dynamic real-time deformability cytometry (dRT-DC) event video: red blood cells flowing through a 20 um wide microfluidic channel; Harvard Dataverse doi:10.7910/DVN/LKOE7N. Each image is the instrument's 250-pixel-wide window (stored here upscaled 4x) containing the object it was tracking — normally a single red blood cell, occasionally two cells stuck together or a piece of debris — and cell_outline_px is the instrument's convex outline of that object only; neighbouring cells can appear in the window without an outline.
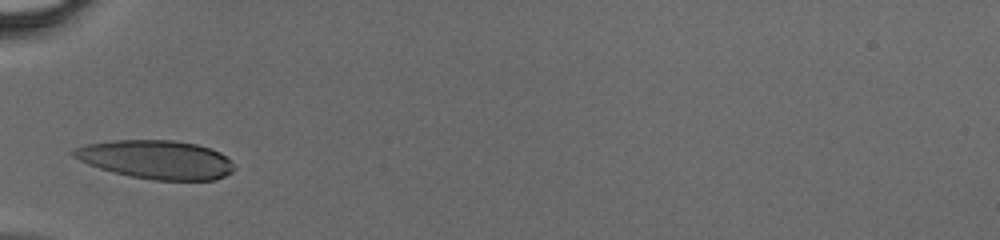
{"species": "human", "species_latin": "Homo sapiens", "temperature_condition": "cold", "stored_images_in_passage": 24, "camera_frame_rate_fps": 3000, "um_per_image_px": 0.085, "donor": {"sex": "male"}, "frame": {"image": 1, "passage_image": 1, "time_ms": 0.0, "image_size_px": [1000, 240], "cell_outline_px": [[236, 168], [232, 172], [216, 180], [156, 180], [132, 176], [100, 168], [88, 164], [72, 156], [72, 148], [88, 144], [116, 140], [172, 140], [196, 144], [220, 152], [232, 160]], "centroid_in_image_um": [13.32, 13.56], "position_along_channel_um": 71.7, "area_um2": 36.01}}
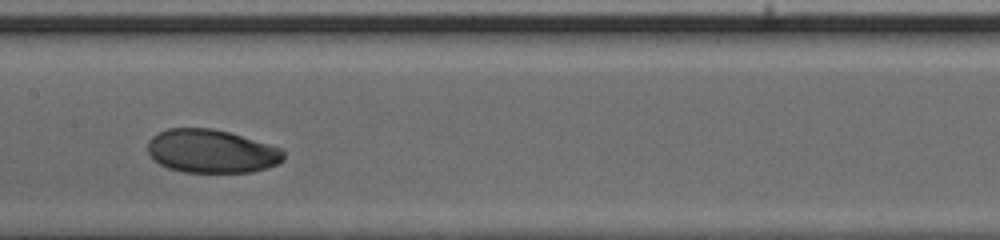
{"frame": {"image": 2, "passage_image": 9, "time_ms": 2.667, "image_size_px": [1000, 240], "cell_outline_px": [[284, 160], [276, 164], [252, 172], [184, 172], [168, 168], [152, 160], [148, 152], [148, 140], [152, 136], [168, 128], [212, 128], [228, 132], [284, 148]], "centroid_in_image_um": [17.97, 12.85], "position_along_channel_um": 189.4, "area_um2": 34.51}}
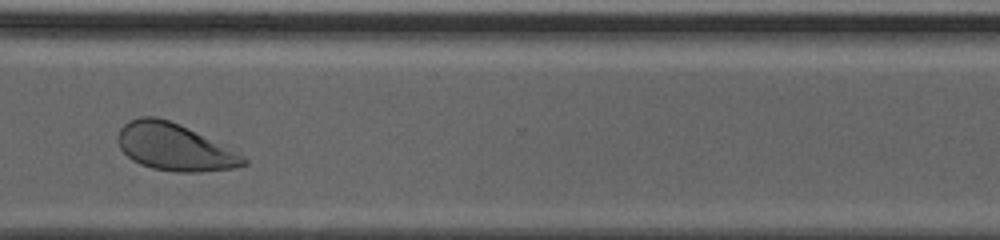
{"frame": {"image": 3, "passage_image": 20, "time_ms": 6.333, "image_size_px": [1000, 240], "cell_outline_px": [[248, 164], [236, 168], [200, 172], [176, 172], [152, 168], [140, 164], [132, 160], [120, 148], [116, 140], [116, 136], [120, 128], [128, 120], [140, 116], [156, 116], [168, 120], [244, 156], [248, 160]], "centroid_in_image_um": [14.76, 12.52], "position_along_channel_um": 355.8, "area_um2": 33.99}}